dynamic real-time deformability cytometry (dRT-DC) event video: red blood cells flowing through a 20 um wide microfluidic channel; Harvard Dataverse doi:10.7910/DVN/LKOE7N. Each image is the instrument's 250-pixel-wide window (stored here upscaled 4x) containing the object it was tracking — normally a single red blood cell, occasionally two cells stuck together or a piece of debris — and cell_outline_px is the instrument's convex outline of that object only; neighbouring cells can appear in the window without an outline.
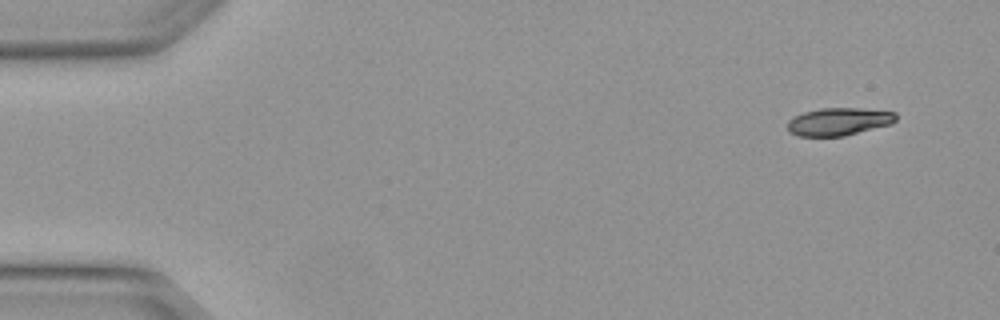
{"species": "Egyptian fruit bat (a non-hibernating species)", "species_latin": "Rousettus aegyptiacus", "temperature_condition": "warm", "stored_images_in_passage": 5, "camera_frame_rate_fps": 3000, "um_per_image_px": 0.085, "animal": {"sex": "female"}, "frame": {"image": 1, "passage_image": 1, "time_ms": 0.0, "image_size_px": [1000, 320], "cell_outline_px": [[896, 120], [892, 124], [844, 136], [796, 136], [788, 132], [788, 120], [804, 112], [820, 108], [860, 108], [896, 112]], "centroid_in_image_um": [71.3, 10.34], "position_along_channel_um": 13.7, "area_um2": 17.57}}
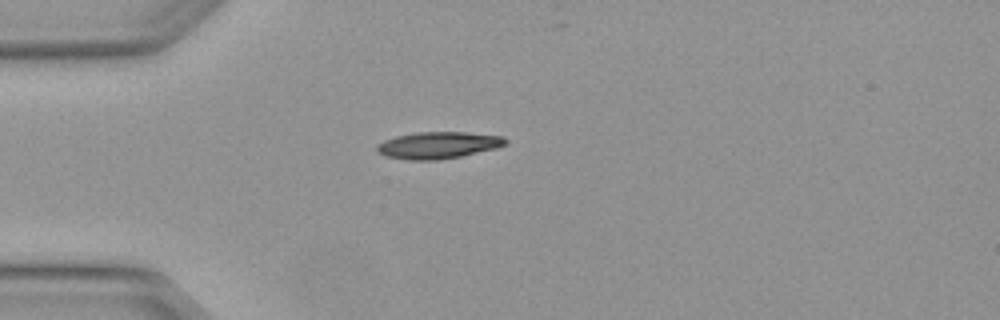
{"frame": {"image": 2, "passage_image": 4, "time_ms": 1.0, "image_size_px": [1000, 320], "cell_outline_px": [[508, 140], [504, 144], [496, 148], [460, 156], [436, 160], [408, 160], [384, 156], [376, 152], [376, 144], [384, 140], [396, 136], [416, 132], [464, 132], [504, 136]], "centroid_in_image_um": [37.19, 12.34], "position_along_channel_um": 47.8, "area_um2": 20.11}}